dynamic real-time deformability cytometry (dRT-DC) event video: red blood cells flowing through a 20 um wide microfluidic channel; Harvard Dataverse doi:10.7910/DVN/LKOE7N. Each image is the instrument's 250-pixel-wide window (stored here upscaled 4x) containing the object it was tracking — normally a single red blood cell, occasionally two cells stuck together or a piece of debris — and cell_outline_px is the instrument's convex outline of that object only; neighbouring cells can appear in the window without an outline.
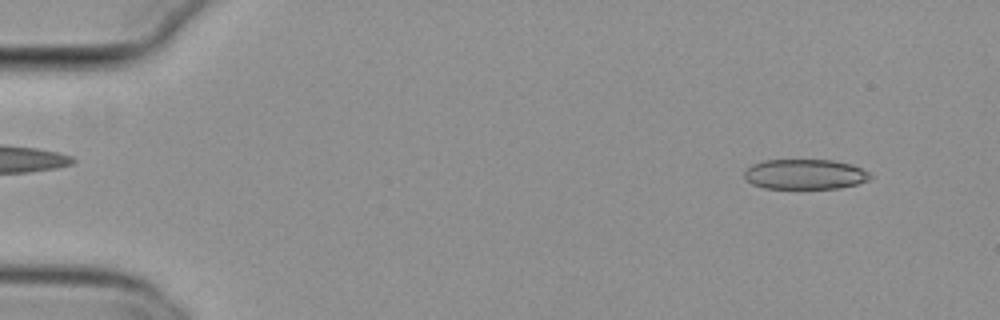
{"species": "common noctule bat (a hibernating species)", "species_latin": "Nyctalus noctula", "temperature_condition": "cold", "stored_images_in_passage": 52, "camera_frame_rate_fps": 3000, "um_per_image_px": 0.085, "animal": {"sex": "female", "body_mass_g": 29.2, "forearm_length_mm": 56.3}, "frame": {"image": 1, "passage_image": 3, "time_ms": 0.667, "image_size_px": [1000, 320], "cell_outline_px": [[872, 176], [868, 180], [856, 184], [840, 188], [764, 188], [752, 184], [744, 176], [744, 172], [752, 164], [764, 160], [832, 160], [852, 164], [868, 172]], "centroid_in_image_um": [68.42, 14.81], "position_along_channel_um": 16.6, "area_um2": 21.96}}
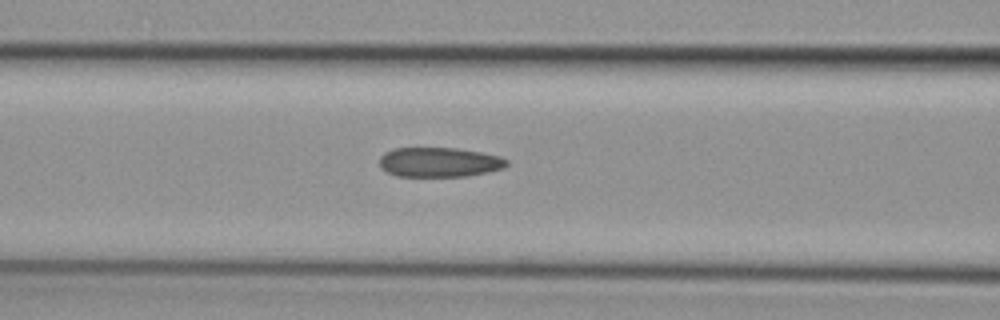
{"frame": {"image": 2, "passage_image": 21, "time_ms": 6.667, "image_size_px": [1000, 320], "cell_outline_px": [[508, 164], [504, 168], [488, 172], [468, 176], [396, 176], [380, 168], [380, 156], [384, 152], [392, 148], [456, 148], [480, 152], [500, 156], [508, 160]], "centroid_in_image_um": [37.33, 13.78], "position_along_channel_um": 129.3, "area_um2": 22.08}}
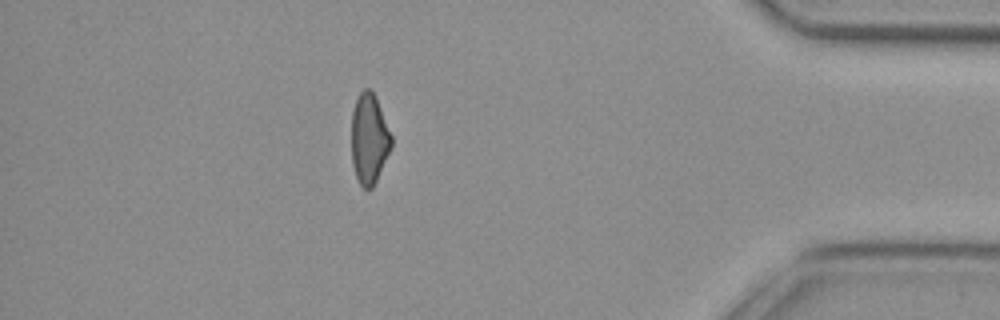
{"frame": {"image": 3, "passage_image": 46, "time_ms": 15.0, "image_size_px": [1000, 320], "cell_outline_px": [[392, 144], [376, 180], [372, 188], [364, 188], [360, 184], [356, 176], [352, 164], [352, 112], [356, 100], [360, 92], [364, 88], [368, 88], [376, 96], [392, 136]], "centroid_in_image_um": [31.37, 11.77], "position_along_channel_um": 403.8, "area_um2": 20.69}, "authors_computed_cell_mechanics": {"area_um2": 22.7154, "velocity_mm_per_s": 3.8013, "shape_relaxation_time_tau1_ms": 9.3022, "shape_relaxation_time_tau2_ms": 2.9992, "deformation_change_tau1": 0.1709, "deformation_change_tau2": 0.108}}